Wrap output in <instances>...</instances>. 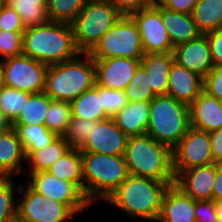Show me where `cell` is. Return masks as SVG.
Returning <instances> with one entry per match:
<instances>
[{
    "label": "cell",
    "instance_id": "48",
    "mask_svg": "<svg viewBox=\"0 0 222 222\" xmlns=\"http://www.w3.org/2000/svg\"><path fill=\"white\" fill-rule=\"evenodd\" d=\"M10 126H11V124L8 122V120L5 118V116L0 111V131L7 129Z\"/></svg>",
    "mask_w": 222,
    "mask_h": 222
},
{
    "label": "cell",
    "instance_id": "13",
    "mask_svg": "<svg viewBox=\"0 0 222 222\" xmlns=\"http://www.w3.org/2000/svg\"><path fill=\"white\" fill-rule=\"evenodd\" d=\"M130 17L138 26L144 54L173 52L167 27L161 18L160 5L154 3Z\"/></svg>",
    "mask_w": 222,
    "mask_h": 222
},
{
    "label": "cell",
    "instance_id": "35",
    "mask_svg": "<svg viewBox=\"0 0 222 222\" xmlns=\"http://www.w3.org/2000/svg\"><path fill=\"white\" fill-rule=\"evenodd\" d=\"M19 188L20 184L17 187L12 178L0 177V222H8L17 216L15 196Z\"/></svg>",
    "mask_w": 222,
    "mask_h": 222
},
{
    "label": "cell",
    "instance_id": "40",
    "mask_svg": "<svg viewBox=\"0 0 222 222\" xmlns=\"http://www.w3.org/2000/svg\"><path fill=\"white\" fill-rule=\"evenodd\" d=\"M25 29L20 15L13 8L3 3L0 7V30L24 32Z\"/></svg>",
    "mask_w": 222,
    "mask_h": 222
},
{
    "label": "cell",
    "instance_id": "5",
    "mask_svg": "<svg viewBox=\"0 0 222 222\" xmlns=\"http://www.w3.org/2000/svg\"><path fill=\"white\" fill-rule=\"evenodd\" d=\"M84 194L93 205L102 203L129 176L124 155L81 152Z\"/></svg>",
    "mask_w": 222,
    "mask_h": 222
},
{
    "label": "cell",
    "instance_id": "52",
    "mask_svg": "<svg viewBox=\"0 0 222 222\" xmlns=\"http://www.w3.org/2000/svg\"><path fill=\"white\" fill-rule=\"evenodd\" d=\"M4 3V0H0V7H1V5Z\"/></svg>",
    "mask_w": 222,
    "mask_h": 222
},
{
    "label": "cell",
    "instance_id": "29",
    "mask_svg": "<svg viewBox=\"0 0 222 222\" xmlns=\"http://www.w3.org/2000/svg\"><path fill=\"white\" fill-rule=\"evenodd\" d=\"M4 3L20 15L25 28L39 26L49 21L48 0H4Z\"/></svg>",
    "mask_w": 222,
    "mask_h": 222
},
{
    "label": "cell",
    "instance_id": "4",
    "mask_svg": "<svg viewBox=\"0 0 222 222\" xmlns=\"http://www.w3.org/2000/svg\"><path fill=\"white\" fill-rule=\"evenodd\" d=\"M95 84L94 59L80 52L73 59L48 65L44 92L51 99L72 102Z\"/></svg>",
    "mask_w": 222,
    "mask_h": 222
},
{
    "label": "cell",
    "instance_id": "45",
    "mask_svg": "<svg viewBox=\"0 0 222 222\" xmlns=\"http://www.w3.org/2000/svg\"><path fill=\"white\" fill-rule=\"evenodd\" d=\"M199 0H155V3L170 10L191 14Z\"/></svg>",
    "mask_w": 222,
    "mask_h": 222
},
{
    "label": "cell",
    "instance_id": "47",
    "mask_svg": "<svg viewBox=\"0 0 222 222\" xmlns=\"http://www.w3.org/2000/svg\"><path fill=\"white\" fill-rule=\"evenodd\" d=\"M212 200L216 202L222 200V164H216V176L212 191Z\"/></svg>",
    "mask_w": 222,
    "mask_h": 222
},
{
    "label": "cell",
    "instance_id": "27",
    "mask_svg": "<svg viewBox=\"0 0 222 222\" xmlns=\"http://www.w3.org/2000/svg\"><path fill=\"white\" fill-rule=\"evenodd\" d=\"M70 104L73 118L96 122L109 118L102 108L101 97H99V86L96 84L93 88L85 91L70 102Z\"/></svg>",
    "mask_w": 222,
    "mask_h": 222
},
{
    "label": "cell",
    "instance_id": "28",
    "mask_svg": "<svg viewBox=\"0 0 222 222\" xmlns=\"http://www.w3.org/2000/svg\"><path fill=\"white\" fill-rule=\"evenodd\" d=\"M191 15L202 34L222 29V0H199Z\"/></svg>",
    "mask_w": 222,
    "mask_h": 222
},
{
    "label": "cell",
    "instance_id": "46",
    "mask_svg": "<svg viewBox=\"0 0 222 222\" xmlns=\"http://www.w3.org/2000/svg\"><path fill=\"white\" fill-rule=\"evenodd\" d=\"M209 134L214 163L222 164V127Z\"/></svg>",
    "mask_w": 222,
    "mask_h": 222
},
{
    "label": "cell",
    "instance_id": "49",
    "mask_svg": "<svg viewBox=\"0 0 222 222\" xmlns=\"http://www.w3.org/2000/svg\"><path fill=\"white\" fill-rule=\"evenodd\" d=\"M5 87L4 72L2 62L0 61V91Z\"/></svg>",
    "mask_w": 222,
    "mask_h": 222
},
{
    "label": "cell",
    "instance_id": "3",
    "mask_svg": "<svg viewBox=\"0 0 222 222\" xmlns=\"http://www.w3.org/2000/svg\"><path fill=\"white\" fill-rule=\"evenodd\" d=\"M124 158L131 175L175 183L172 148L147 134L128 138Z\"/></svg>",
    "mask_w": 222,
    "mask_h": 222
},
{
    "label": "cell",
    "instance_id": "16",
    "mask_svg": "<svg viewBox=\"0 0 222 222\" xmlns=\"http://www.w3.org/2000/svg\"><path fill=\"white\" fill-rule=\"evenodd\" d=\"M172 53L175 62L202 78L214 68L206 34L174 47Z\"/></svg>",
    "mask_w": 222,
    "mask_h": 222
},
{
    "label": "cell",
    "instance_id": "41",
    "mask_svg": "<svg viewBox=\"0 0 222 222\" xmlns=\"http://www.w3.org/2000/svg\"><path fill=\"white\" fill-rule=\"evenodd\" d=\"M217 202L195 200V222H218Z\"/></svg>",
    "mask_w": 222,
    "mask_h": 222
},
{
    "label": "cell",
    "instance_id": "11",
    "mask_svg": "<svg viewBox=\"0 0 222 222\" xmlns=\"http://www.w3.org/2000/svg\"><path fill=\"white\" fill-rule=\"evenodd\" d=\"M17 194H22L17 201V216L25 222H67L75 216L64 203L46 199L28 184H20Z\"/></svg>",
    "mask_w": 222,
    "mask_h": 222
},
{
    "label": "cell",
    "instance_id": "44",
    "mask_svg": "<svg viewBox=\"0 0 222 222\" xmlns=\"http://www.w3.org/2000/svg\"><path fill=\"white\" fill-rule=\"evenodd\" d=\"M208 38L211 57L214 66L222 65V29L205 33Z\"/></svg>",
    "mask_w": 222,
    "mask_h": 222
},
{
    "label": "cell",
    "instance_id": "37",
    "mask_svg": "<svg viewBox=\"0 0 222 222\" xmlns=\"http://www.w3.org/2000/svg\"><path fill=\"white\" fill-rule=\"evenodd\" d=\"M96 123V121L72 117L67 132L64 135L69 148L81 150L92 131V125H96Z\"/></svg>",
    "mask_w": 222,
    "mask_h": 222
},
{
    "label": "cell",
    "instance_id": "38",
    "mask_svg": "<svg viewBox=\"0 0 222 222\" xmlns=\"http://www.w3.org/2000/svg\"><path fill=\"white\" fill-rule=\"evenodd\" d=\"M102 108L109 117H113L128 103L124 90H113L99 86Z\"/></svg>",
    "mask_w": 222,
    "mask_h": 222
},
{
    "label": "cell",
    "instance_id": "15",
    "mask_svg": "<svg viewBox=\"0 0 222 222\" xmlns=\"http://www.w3.org/2000/svg\"><path fill=\"white\" fill-rule=\"evenodd\" d=\"M96 85L113 90H124L130 83L141 61L124 57L95 59Z\"/></svg>",
    "mask_w": 222,
    "mask_h": 222
},
{
    "label": "cell",
    "instance_id": "23",
    "mask_svg": "<svg viewBox=\"0 0 222 222\" xmlns=\"http://www.w3.org/2000/svg\"><path fill=\"white\" fill-rule=\"evenodd\" d=\"M150 101L128 102L112 118L117 126L128 136L146 134L149 122Z\"/></svg>",
    "mask_w": 222,
    "mask_h": 222
},
{
    "label": "cell",
    "instance_id": "14",
    "mask_svg": "<svg viewBox=\"0 0 222 222\" xmlns=\"http://www.w3.org/2000/svg\"><path fill=\"white\" fill-rule=\"evenodd\" d=\"M128 138L113 118L109 117L92 125V131L80 152L124 155Z\"/></svg>",
    "mask_w": 222,
    "mask_h": 222
},
{
    "label": "cell",
    "instance_id": "36",
    "mask_svg": "<svg viewBox=\"0 0 222 222\" xmlns=\"http://www.w3.org/2000/svg\"><path fill=\"white\" fill-rule=\"evenodd\" d=\"M128 102L150 101L155 95L149 85L146 71L139 66L128 86L124 89Z\"/></svg>",
    "mask_w": 222,
    "mask_h": 222
},
{
    "label": "cell",
    "instance_id": "50",
    "mask_svg": "<svg viewBox=\"0 0 222 222\" xmlns=\"http://www.w3.org/2000/svg\"><path fill=\"white\" fill-rule=\"evenodd\" d=\"M217 214H218V222H222V200L217 202Z\"/></svg>",
    "mask_w": 222,
    "mask_h": 222
},
{
    "label": "cell",
    "instance_id": "22",
    "mask_svg": "<svg viewBox=\"0 0 222 222\" xmlns=\"http://www.w3.org/2000/svg\"><path fill=\"white\" fill-rule=\"evenodd\" d=\"M174 61L173 53L144 54L140 66L148 75L149 85L155 96L168 93V76Z\"/></svg>",
    "mask_w": 222,
    "mask_h": 222
},
{
    "label": "cell",
    "instance_id": "39",
    "mask_svg": "<svg viewBox=\"0 0 222 222\" xmlns=\"http://www.w3.org/2000/svg\"><path fill=\"white\" fill-rule=\"evenodd\" d=\"M23 32L0 30V61L22 54Z\"/></svg>",
    "mask_w": 222,
    "mask_h": 222
},
{
    "label": "cell",
    "instance_id": "32",
    "mask_svg": "<svg viewBox=\"0 0 222 222\" xmlns=\"http://www.w3.org/2000/svg\"><path fill=\"white\" fill-rule=\"evenodd\" d=\"M71 118L72 112L70 102L52 99L46 114L45 126L57 136H64Z\"/></svg>",
    "mask_w": 222,
    "mask_h": 222
},
{
    "label": "cell",
    "instance_id": "7",
    "mask_svg": "<svg viewBox=\"0 0 222 222\" xmlns=\"http://www.w3.org/2000/svg\"><path fill=\"white\" fill-rule=\"evenodd\" d=\"M121 17L109 0H87L71 23L77 49L89 53Z\"/></svg>",
    "mask_w": 222,
    "mask_h": 222
},
{
    "label": "cell",
    "instance_id": "33",
    "mask_svg": "<svg viewBox=\"0 0 222 222\" xmlns=\"http://www.w3.org/2000/svg\"><path fill=\"white\" fill-rule=\"evenodd\" d=\"M30 93L4 87L0 91V111L10 124L21 114Z\"/></svg>",
    "mask_w": 222,
    "mask_h": 222
},
{
    "label": "cell",
    "instance_id": "6",
    "mask_svg": "<svg viewBox=\"0 0 222 222\" xmlns=\"http://www.w3.org/2000/svg\"><path fill=\"white\" fill-rule=\"evenodd\" d=\"M190 127L188 105L168 95L155 96L150 100L146 134L157 142L173 149Z\"/></svg>",
    "mask_w": 222,
    "mask_h": 222
},
{
    "label": "cell",
    "instance_id": "24",
    "mask_svg": "<svg viewBox=\"0 0 222 222\" xmlns=\"http://www.w3.org/2000/svg\"><path fill=\"white\" fill-rule=\"evenodd\" d=\"M161 18L167 27L173 47L192 41L202 34L197 29L191 14L161 6Z\"/></svg>",
    "mask_w": 222,
    "mask_h": 222
},
{
    "label": "cell",
    "instance_id": "21",
    "mask_svg": "<svg viewBox=\"0 0 222 222\" xmlns=\"http://www.w3.org/2000/svg\"><path fill=\"white\" fill-rule=\"evenodd\" d=\"M190 125L206 132H213L222 127L221 100L203 91L190 105Z\"/></svg>",
    "mask_w": 222,
    "mask_h": 222
},
{
    "label": "cell",
    "instance_id": "43",
    "mask_svg": "<svg viewBox=\"0 0 222 222\" xmlns=\"http://www.w3.org/2000/svg\"><path fill=\"white\" fill-rule=\"evenodd\" d=\"M122 16H130L141 9L152 6L155 0H109Z\"/></svg>",
    "mask_w": 222,
    "mask_h": 222
},
{
    "label": "cell",
    "instance_id": "42",
    "mask_svg": "<svg viewBox=\"0 0 222 222\" xmlns=\"http://www.w3.org/2000/svg\"><path fill=\"white\" fill-rule=\"evenodd\" d=\"M203 91L218 100H222V65L214 66L204 78Z\"/></svg>",
    "mask_w": 222,
    "mask_h": 222
},
{
    "label": "cell",
    "instance_id": "10",
    "mask_svg": "<svg viewBox=\"0 0 222 222\" xmlns=\"http://www.w3.org/2000/svg\"><path fill=\"white\" fill-rule=\"evenodd\" d=\"M1 62L6 87L30 94L44 92L48 65L24 54Z\"/></svg>",
    "mask_w": 222,
    "mask_h": 222
},
{
    "label": "cell",
    "instance_id": "31",
    "mask_svg": "<svg viewBox=\"0 0 222 222\" xmlns=\"http://www.w3.org/2000/svg\"><path fill=\"white\" fill-rule=\"evenodd\" d=\"M51 100L45 92L30 94L21 114L11 125H45Z\"/></svg>",
    "mask_w": 222,
    "mask_h": 222
},
{
    "label": "cell",
    "instance_id": "1",
    "mask_svg": "<svg viewBox=\"0 0 222 222\" xmlns=\"http://www.w3.org/2000/svg\"><path fill=\"white\" fill-rule=\"evenodd\" d=\"M79 53L69 23L49 20L23 32L22 54L46 65L60 64Z\"/></svg>",
    "mask_w": 222,
    "mask_h": 222
},
{
    "label": "cell",
    "instance_id": "30",
    "mask_svg": "<svg viewBox=\"0 0 222 222\" xmlns=\"http://www.w3.org/2000/svg\"><path fill=\"white\" fill-rule=\"evenodd\" d=\"M17 131L26 158L34 151L46 147L58 136L45 125H11Z\"/></svg>",
    "mask_w": 222,
    "mask_h": 222
},
{
    "label": "cell",
    "instance_id": "17",
    "mask_svg": "<svg viewBox=\"0 0 222 222\" xmlns=\"http://www.w3.org/2000/svg\"><path fill=\"white\" fill-rule=\"evenodd\" d=\"M216 163L182 171L175 185L194 200H212Z\"/></svg>",
    "mask_w": 222,
    "mask_h": 222
},
{
    "label": "cell",
    "instance_id": "34",
    "mask_svg": "<svg viewBox=\"0 0 222 222\" xmlns=\"http://www.w3.org/2000/svg\"><path fill=\"white\" fill-rule=\"evenodd\" d=\"M87 0H48L49 20L71 24L84 7Z\"/></svg>",
    "mask_w": 222,
    "mask_h": 222
},
{
    "label": "cell",
    "instance_id": "9",
    "mask_svg": "<svg viewBox=\"0 0 222 222\" xmlns=\"http://www.w3.org/2000/svg\"><path fill=\"white\" fill-rule=\"evenodd\" d=\"M28 185L46 199L64 203L75 215L83 213L92 204L73 182L59 179L48 171L27 172Z\"/></svg>",
    "mask_w": 222,
    "mask_h": 222
},
{
    "label": "cell",
    "instance_id": "51",
    "mask_svg": "<svg viewBox=\"0 0 222 222\" xmlns=\"http://www.w3.org/2000/svg\"><path fill=\"white\" fill-rule=\"evenodd\" d=\"M8 222H25V221L21 220L18 216H16L15 218L9 220Z\"/></svg>",
    "mask_w": 222,
    "mask_h": 222
},
{
    "label": "cell",
    "instance_id": "19",
    "mask_svg": "<svg viewBox=\"0 0 222 222\" xmlns=\"http://www.w3.org/2000/svg\"><path fill=\"white\" fill-rule=\"evenodd\" d=\"M23 163H26V155L16 129L10 126L0 131V177L23 175Z\"/></svg>",
    "mask_w": 222,
    "mask_h": 222
},
{
    "label": "cell",
    "instance_id": "26",
    "mask_svg": "<svg viewBox=\"0 0 222 222\" xmlns=\"http://www.w3.org/2000/svg\"><path fill=\"white\" fill-rule=\"evenodd\" d=\"M47 171L59 179L75 183L84 192L80 150L69 149Z\"/></svg>",
    "mask_w": 222,
    "mask_h": 222
},
{
    "label": "cell",
    "instance_id": "8",
    "mask_svg": "<svg viewBox=\"0 0 222 222\" xmlns=\"http://www.w3.org/2000/svg\"><path fill=\"white\" fill-rule=\"evenodd\" d=\"M92 59L124 57L140 60L144 57L140 32L130 16H122L89 52Z\"/></svg>",
    "mask_w": 222,
    "mask_h": 222
},
{
    "label": "cell",
    "instance_id": "20",
    "mask_svg": "<svg viewBox=\"0 0 222 222\" xmlns=\"http://www.w3.org/2000/svg\"><path fill=\"white\" fill-rule=\"evenodd\" d=\"M156 222H195V200L175 184L170 185Z\"/></svg>",
    "mask_w": 222,
    "mask_h": 222
},
{
    "label": "cell",
    "instance_id": "2",
    "mask_svg": "<svg viewBox=\"0 0 222 222\" xmlns=\"http://www.w3.org/2000/svg\"><path fill=\"white\" fill-rule=\"evenodd\" d=\"M173 184L129 174L104 203L121 209L131 218L156 222L166 190Z\"/></svg>",
    "mask_w": 222,
    "mask_h": 222
},
{
    "label": "cell",
    "instance_id": "18",
    "mask_svg": "<svg viewBox=\"0 0 222 222\" xmlns=\"http://www.w3.org/2000/svg\"><path fill=\"white\" fill-rule=\"evenodd\" d=\"M203 87L204 78L173 61L168 76V96L189 106L203 92Z\"/></svg>",
    "mask_w": 222,
    "mask_h": 222
},
{
    "label": "cell",
    "instance_id": "25",
    "mask_svg": "<svg viewBox=\"0 0 222 222\" xmlns=\"http://www.w3.org/2000/svg\"><path fill=\"white\" fill-rule=\"evenodd\" d=\"M69 145L64 136H58L46 147L34 150L27 158L24 174L26 172L47 171L61 156L68 151Z\"/></svg>",
    "mask_w": 222,
    "mask_h": 222
},
{
    "label": "cell",
    "instance_id": "12",
    "mask_svg": "<svg viewBox=\"0 0 222 222\" xmlns=\"http://www.w3.org/2000/svg\"><path fill=\"white\" fill-rule=\"evenodd\" d=\"M172 156L176 177L184 170L213 164L209 132L190 127L172 149Z\"/></svg>",
    "mask_w": 222,
    "mask_h": 222
}]
</instances>
